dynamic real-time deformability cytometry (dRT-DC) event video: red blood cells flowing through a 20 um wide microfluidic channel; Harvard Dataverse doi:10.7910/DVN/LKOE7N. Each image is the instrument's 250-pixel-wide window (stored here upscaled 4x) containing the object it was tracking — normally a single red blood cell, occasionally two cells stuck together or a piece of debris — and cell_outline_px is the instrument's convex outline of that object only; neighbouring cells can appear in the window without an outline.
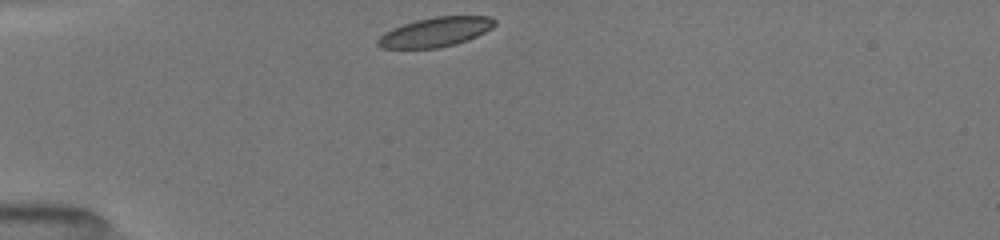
{"species": "common noctule bat (a hibernating species)", "species_latin": "Nyctalus noctula", "temperature_condition": "room temperature", "stored_images_in_passage": 38, "camera_frame_rate_fps": 3000, "um_per_image_px": 0.085, "animal": {"sex": "female", "body_mass_g": 19.5, "forearm_length_mm": 54.1}, "frame": {"image": 1, "passage_image": 1, "time_ms": 0.0, "image_size_px": [1000, 240], "cell_outline_px": [[496, 24], [492, 28], [476, 36], [456, 44], [440, 48], [380, 48], [376, 44], [376, 40], [384, 32], [392, 28], [416, 20], [436, 16], [488, 16], [496, 20]], "centroid_in_image_um": [37.0, 2.72], "position_along_channel_um": 48.0, "area_um2": 20.06}}
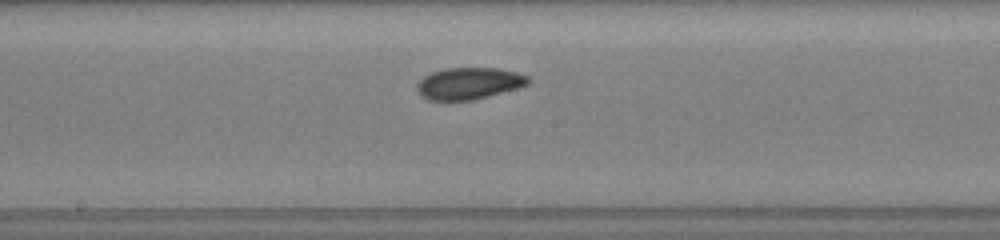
{"frame": {"image": 2, "passage_image": 15, "time_ms": 4.667, "image_size_px": [1000, 240], "cell_outline_px": [[532, 80], [528, 84], [516, 88], [488, 96], [472, 100], [428, 100], [420, 96], [416, 88], [416, 84], [424, 76], [432, 72], [444, 68], [500, 68], [516, 72], [528, 76]], "centroid_in_image_um": [39.84, 7.08], "position_along_channel_um": 208.4, "area_um2": 20.63}}
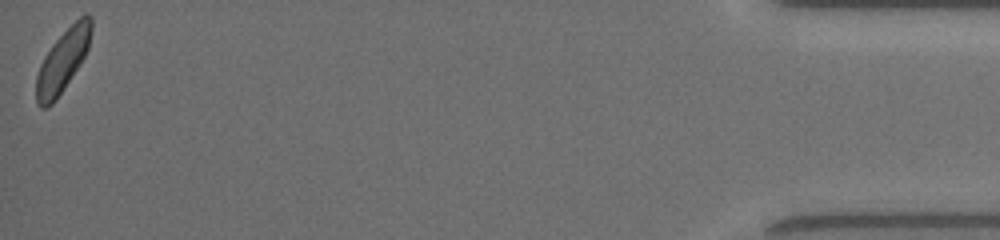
{"frame": {"image": 3, "passage_image": 38, "time_ms": 12.333, "image_size_px": [1000, 240], "cell_outline_px": [[92, 32], [88, 48], [80, 64], [56, 100], [52, 104], [44, 108], [40, 108], [36, 100], [36, 76], [40, 64], [44, 56], [52, 44], [84, 12], [88, 12], [92, 16]], "centroid_in_image_um": [5.34, 5.14], "position_along_channel_um": 429.9, "area_um2": 19.94}, "authors_computed_cell_mechanics": {"area_um2": 20.5768, "velocity_mm_per_s": 3.9896, "shape_relaxation_time_tau1_ms": 3.3699, "shape_relaxation_time_tau2_ms": 3.3986, "deformation_change_tau1": 0.099, "deformation_change_tau2": 0.0795}}